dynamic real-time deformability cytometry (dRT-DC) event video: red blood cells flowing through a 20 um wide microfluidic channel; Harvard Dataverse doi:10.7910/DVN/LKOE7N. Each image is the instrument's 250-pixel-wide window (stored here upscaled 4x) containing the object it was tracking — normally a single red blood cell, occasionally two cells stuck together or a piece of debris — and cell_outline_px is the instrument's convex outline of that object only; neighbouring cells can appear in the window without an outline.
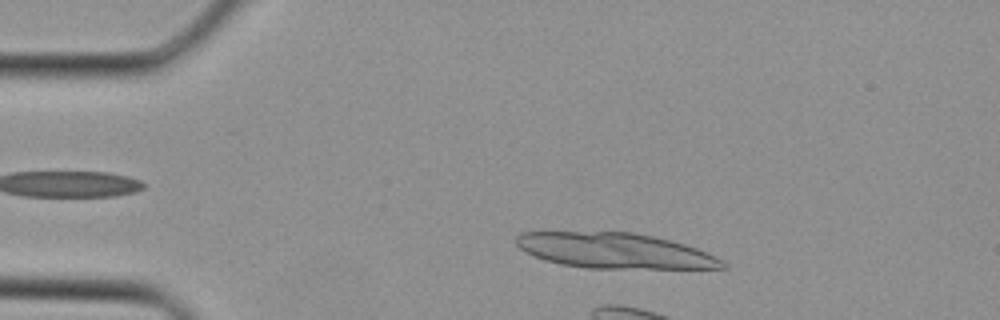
{"species": "Egyptian fruit bat (a non-hibernating species)", "species_latin": "Rousettus aegyptiacus", "temperature_condition": "cold", "stored_images_in_passage": 6, "camera_frame_rate_fps": 3000, "um_per_image_px": 0.085, "animal": {"sex": "female"}, "frame": {"image": 1, "passage_image": 3, "time_ms": 0.667, "image_size_px": [1000, 320], "cell_outline_px": [[728, 268], [584, 268], [560, 264], [544, 260], [520, 248], [516, 244], [516, 236], [520, 232], [632, 232], [652, 236], [684, 244], [696, 248], [728, 264]], "centroid_in_image_um": [52.21, 21.31], "position_along_channel_um": 32.8, "area_um2": 42.08}}